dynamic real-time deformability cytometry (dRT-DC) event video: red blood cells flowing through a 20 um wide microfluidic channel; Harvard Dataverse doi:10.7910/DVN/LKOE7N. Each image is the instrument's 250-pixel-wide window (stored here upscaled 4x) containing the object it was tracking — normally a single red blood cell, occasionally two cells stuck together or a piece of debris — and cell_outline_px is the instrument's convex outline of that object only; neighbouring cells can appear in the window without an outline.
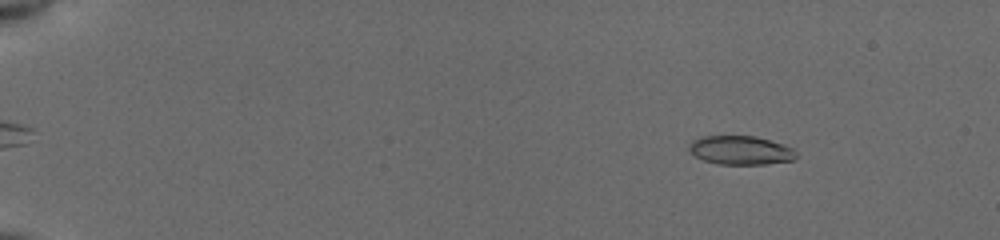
{"species": "common noctule bat (a hibernating species)", "species_latin": "Nyctalus noctula", "temperature_condition": "cold", "stored_images_in_passage": 55, "camera_frame_rate_fps": 3000, "um_per_image_px": 0.085, "animal": {"sex": "female", "body_mass_g": 19.5, "forearm_length_mm": 54.1}, "frame": {"image": 1, "passage_image": 8, "time_ms": 2.333, "image_size_px": [1000, 240], "cell_outline_px": [[796, 156], [792, 160], [764, 164], [720, 164], [704, 160], [696, 156], [688, 148], [688, 144], [692, 140], [700, 136], [752, 136], [784, 144], [792, 148], [796, 152]], "centroid_in_image_um": [62.92, 12.76], "position_along_channel_um": 22.1, "area_um2": 17.8}}
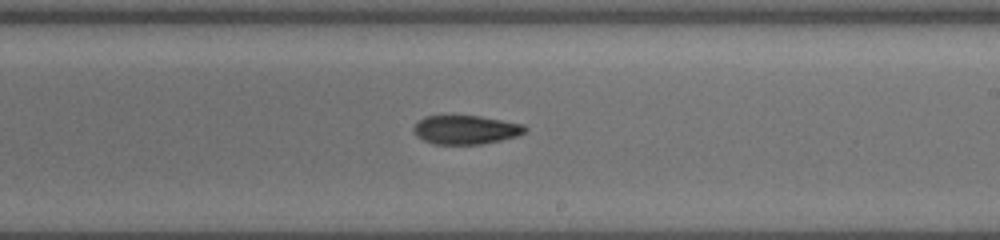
{"frame": {"image": 2, "passage_image": 35, "time_ms": 11.333, "image_size_px": [1000, 240], "cell_outline_px": [[528, 128], [524, 132], [516, 136], [500, 140], [480, 144], [432, 144], [416, 136], [412, 132], [412, 128], [424, 116], [480, 116], [524, 124]], "centroid_in_image_um": [39.56, 11.03], "position_along_channel_um": 249.4, "area_um2": 18.67}}
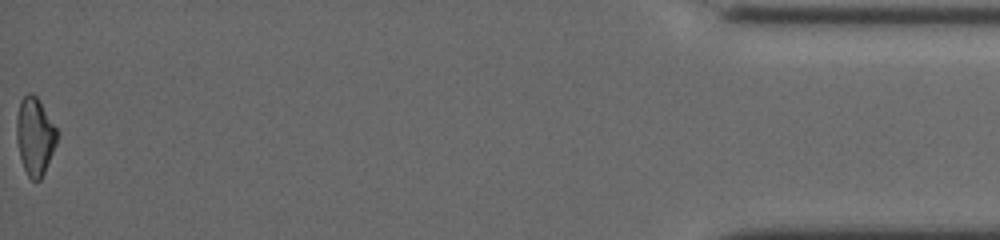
{"frame": {"image": 3, "passage_image": 55, "time_ms": 18.0, "image_size_px": [1000, 240], "cell_outline_px": [[56, 144], [44, 172], [40, 180], [32, 180], [28, 176], [24, 168], [20, 156], [16, 140], [16, 120], [20, 100], [28, 92], [32, 92], [40, 100], [56, 128]], "centroid_in_image_um": [2.94, 11.55], "position_along_channel_um": 432.3, "area_um2": 18.15}, "authors_computed_cell_mechanics": {"area_um2": 18.785, "velocity_mm_per_s": 3.9416, "shape_relaxation_time_tau1_ms": null, "shape_relaxation_time_tau2_ms": 5.6352, "deformation_change_tau1": null, "deformation_change_tau2": 0.1321}}